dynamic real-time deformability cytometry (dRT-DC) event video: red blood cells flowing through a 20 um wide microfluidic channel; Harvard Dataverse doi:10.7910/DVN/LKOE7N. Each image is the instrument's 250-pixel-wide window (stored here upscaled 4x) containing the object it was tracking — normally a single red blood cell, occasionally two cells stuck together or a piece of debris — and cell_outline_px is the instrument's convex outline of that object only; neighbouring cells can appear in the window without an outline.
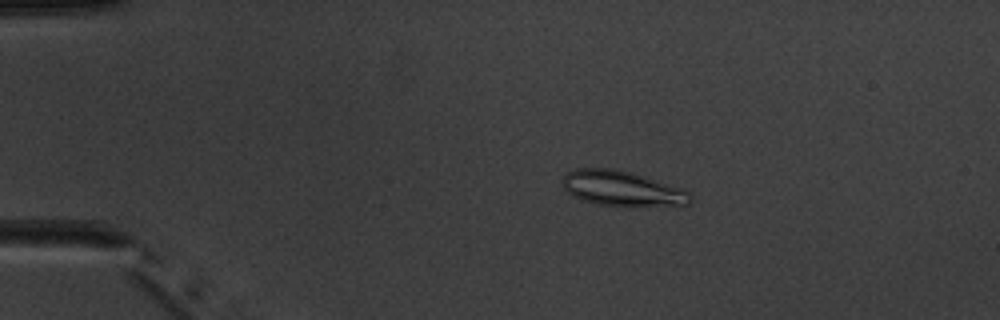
{"species": "common noctule bat (a hibernating species)", "species_latin": "Nyctalus noctula", "temperature_condition": "warm", "stored_images_in_passage": 5, "camera_frame_rate_fps": 3000, "um_per_image_px": 0.085, "animal": {"sex": "male", "body_mass_g": 20.1, "forearm_length_mm": 53.5}, "frame": {"image": 1, "passage_image": 2, "time_ms": 2.0, "image_size_px": [1000, 320], "cell_outline_px": [[692, 200], [688, 204], [632, 208], [624, 208], [596, 204], [572, 196], [564, 188], [564, 176], [568, 172], [576, 168], [616, 168], [632, 172], [684, 188], [692, 196]], "centroid_in_image_um": [52.93, 16.05], "position_along_channel_um": 32.1, "area_um2": 26.88}}